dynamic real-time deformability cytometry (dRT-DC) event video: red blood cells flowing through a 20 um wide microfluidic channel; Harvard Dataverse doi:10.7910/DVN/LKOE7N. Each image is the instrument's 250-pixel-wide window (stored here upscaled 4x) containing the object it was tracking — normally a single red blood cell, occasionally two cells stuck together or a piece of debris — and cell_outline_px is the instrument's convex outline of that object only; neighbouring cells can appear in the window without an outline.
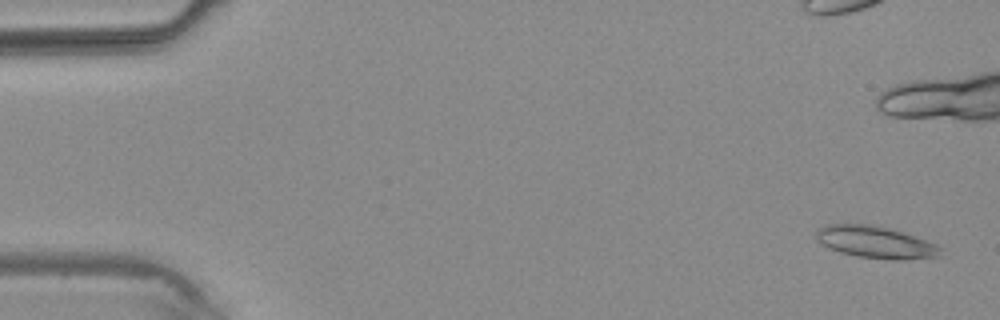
{"species": "common noctule bat (a hibernating species)", "species_latin": "Nyctalus noctula", "temperature_condition": "warm", "stored_images_in_passage": 2, "camera_frame_rate_fps": 3000, "um_per_image_px": 0.085, "animal": {"sex": "male", "body_mass_g": 20.4}, "frame": {"image": 1, "passage_image": 2, "time_ms": 2.0, "image_size_px": [1000, 320], "cell_outline_px": [[944, 248], [940, 256], [900, 260], [892, 260], [856, 256], [840, 252], [828, 248], [816, 240], [816, 228], [824, 224], [872, 224], [904, 232], [936, 244]], "centroid_in_image_um": [74.4, 20.58], "position_along_channel_um": 10.6, "area_um2": 23.47}}